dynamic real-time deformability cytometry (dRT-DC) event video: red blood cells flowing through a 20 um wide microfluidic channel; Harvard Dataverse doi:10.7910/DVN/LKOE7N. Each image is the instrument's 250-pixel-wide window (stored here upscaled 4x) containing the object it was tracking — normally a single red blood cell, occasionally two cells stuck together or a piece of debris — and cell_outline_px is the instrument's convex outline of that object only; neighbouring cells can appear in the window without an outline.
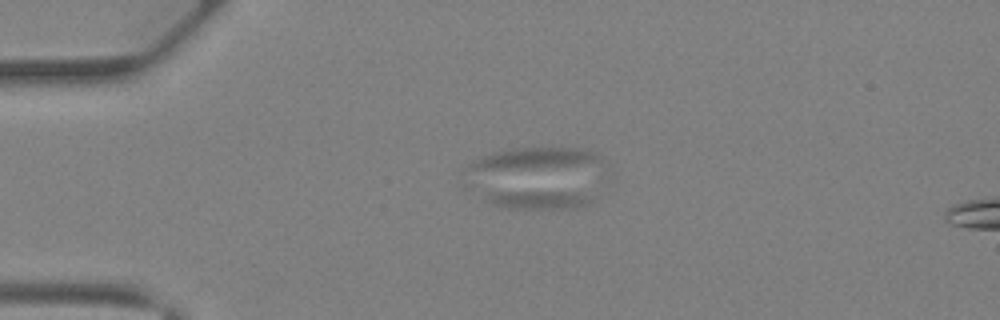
{"species": "Egyptian fruit bat (a non-hibernating species)", "species_latin": "Rousettus aegyptiacus", "temperature_condition": "warm", "stored_images_in_passage": 17, "camera_frame_rate_fps": 3000, "um_per_image_px": 0.085, "animal": {"sex": "female"}, "frame": {"image": 1, "passage_image": 13, "time_ms": 4.0, "image_size_px": [1000, 320], "cell_outline_px": [[596, 196], [592, 204], [588, 208], [508, 208], [492, 204], [484, 200], [484, 196], [488, 192], [576, 192]], "centroid_in_image_um": [45.91, 16.98], "position_along_channel_um": 39.1, "area_um2": 11.73}}